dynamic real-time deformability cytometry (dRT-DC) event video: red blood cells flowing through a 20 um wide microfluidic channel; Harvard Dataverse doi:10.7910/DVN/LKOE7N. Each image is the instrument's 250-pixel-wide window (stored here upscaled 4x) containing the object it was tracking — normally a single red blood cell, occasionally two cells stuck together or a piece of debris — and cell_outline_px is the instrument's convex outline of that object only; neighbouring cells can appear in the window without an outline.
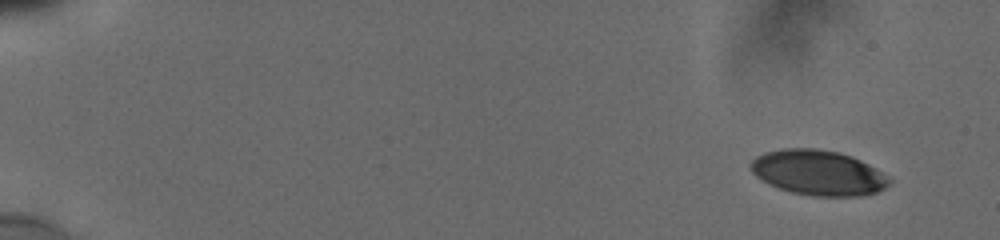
{"species": "human", "species_latin": "Homo sapiens", "temperature_condition": "cold", "stored_images_in_passage": 6, "camera_frame_rate_fps": 3000, "um_per_image_px": 0.085, "donor": {"sex": "male"}, "frame": {"image": 1, "passage_image": 1, "time_ms": 0.0, "image_size_px": [1000, 240], "cell_outline_px": [[892, 184], [876, 192], [860, 196], [812, 196], [792, 192], [780, 188], [756, 176], [748, 168], [748, 164], [756, 156], [764, 152], [784, 148], [816, 148], [836, 152], [852, 156], [892, 176]], "centroid_in_image_um": [69.58, 14.67], "position_along_channel_um": 15.4, "area_um2": 36.65}}
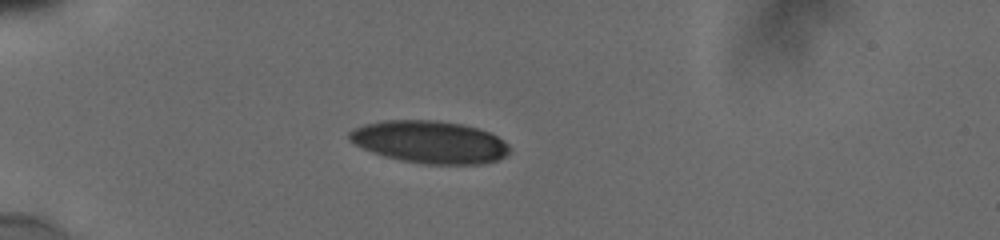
{"frame": {"image": 2, "passage_image": 5, "time_ms": 4.333, "image_size_px": [1000, 240], "cell_outline_px": [[508, 152], [500, 160], [484, 164], [424, 164], [400, 160], [384, 156], [372, 152], [348, 140], [348, 132], [364, 124], [380, 120], [432, 120], [460, 124], [476, 128], [488, 132], [504, 140], [508, 144]], "centroid_in_image_um": [36.51, 12.08], "position_along_channel_um": 48.5, "area_um2": 39.54}}